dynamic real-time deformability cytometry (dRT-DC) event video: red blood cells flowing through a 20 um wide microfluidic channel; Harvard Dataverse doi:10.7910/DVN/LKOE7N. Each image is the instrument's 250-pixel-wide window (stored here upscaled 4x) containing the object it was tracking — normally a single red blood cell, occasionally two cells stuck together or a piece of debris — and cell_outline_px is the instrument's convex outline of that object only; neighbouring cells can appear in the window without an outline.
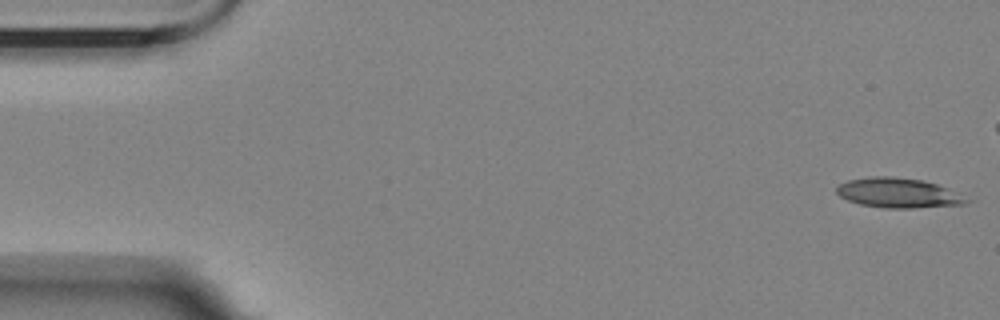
{"species": "Egyptian fruit bat (a non-hibernating species)", "species_latin": "Rousettus aegyptiacus", "temperature_condition": "room temperature", "stored_images_in_passage": 49, "camera_frame_rate_fps": 3000, "um_per_image_px": 0.085, "animal": {"sex": "female"}, "frame": {"image": 1, "passage_image": 1, "time_ms": 0.0, "image_size_px": [1000, 320], "cell_outline_px": [[972, 200], [964, 204], [912, 208], [884, 208], [860, 204], [848, 200], [840, 196], [836, 192], [836, 188], [840, 184], [848, 180], [868, 176], [892, 176], [920, 180], [936, 184]], "centroid_in_image_um": [76.31, 16.4], "position_along_channel_um": 8.7, "area_um2": 22.31}}
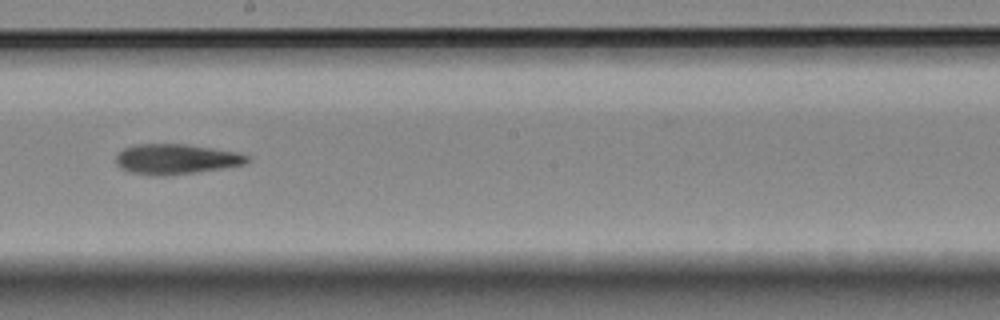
{"frame": {"image": 2, "passage_image": 31, "time_ms": 10.0, "image_size_px": [1000, 320], "cell_outline_px": [[252, 160], [244, 164], [224, 168], [196, 172], [132, 172], [116, 164], [116, 156], [124, 148], [136, 144], [184, 144], [212, 148], [236, 152], [248, 156]], "centroid_in_image_um": [15.04, 13.46], "position_along_channel_um": 233.2, "area_um2": 21.85}}
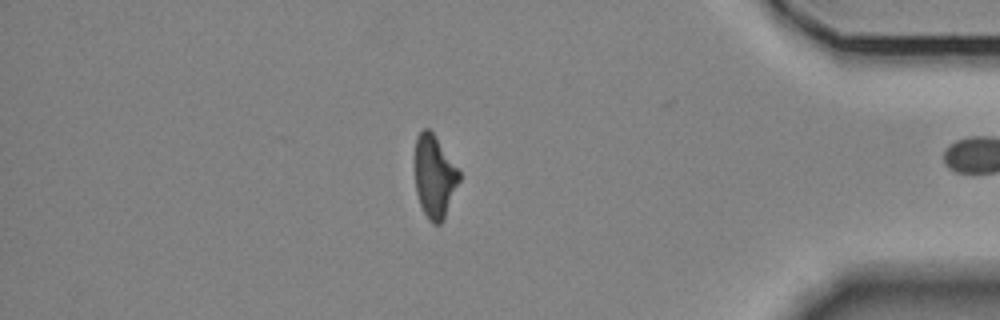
{"frame": {"image": 3, "passage_image": 48, "time_ms": 15.667, "image_size_px": [1000, 320], "cell_outline_px": [[460, 180], [444, 216], [440, 224], [432, 224], [428, 220], [420, 204], [416, 192], [416, 136], [424, 128], [428, 128], [432, 132], [460, 172]], "centroid_in_image_um": [36.92, 15.01], "position_along_channel_um": 398.3, "area_um2": 20.75}}